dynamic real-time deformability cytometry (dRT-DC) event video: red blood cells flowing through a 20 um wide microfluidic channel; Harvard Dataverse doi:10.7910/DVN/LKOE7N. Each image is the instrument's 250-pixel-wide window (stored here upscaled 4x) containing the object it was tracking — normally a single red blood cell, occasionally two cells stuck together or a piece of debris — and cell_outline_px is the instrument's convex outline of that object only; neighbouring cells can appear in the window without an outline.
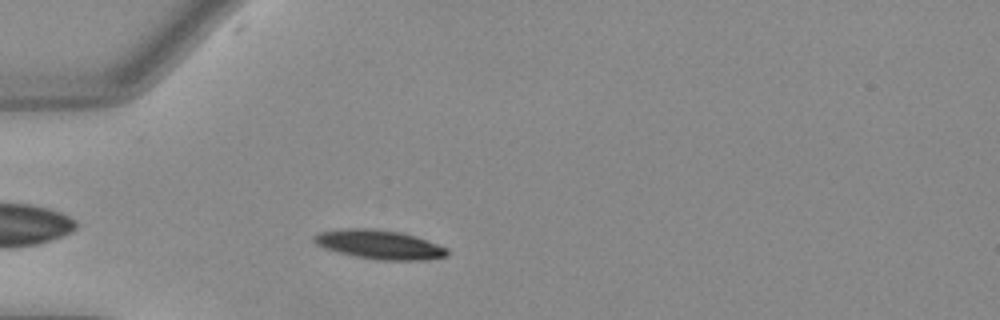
{"species": "Egyptian fruit bat (a non-hibernating species)", "species_latin": "Rousettus aegyptiacus", "temperature_condition": "warm", "stored_images_in_passage": 35, "camera_frame_rate_fps": 3000, "um_per_image_px": 0.085, "animal": {"sex": "female"}, "frame": {"image": 1, "passage_image": 6, "time_ms": 1.667, "image_size_px": [1000, 320], "cell_outline_px": [[448, 256], [424, 260], [376, 260], [356, 256], [324, 248], [316, 244], [312, 240], [312, 236], [320, 232], [348, 228], [372, 228], [400, 232], [416, 236], [448, 248]], "centroid_in_image_um": [32.26, 20.78], "position_along_channel_um": 52.7, "area_um2": 22.54}}
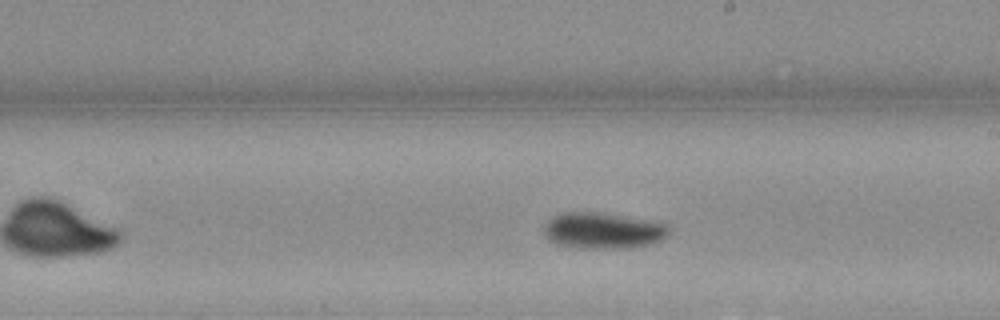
{"frame": {"image": 2, "passage_image": 21, "time_ms": 6.667, "image_size_px": [1000, 320], "cell_outline_px": [[668, 232], [660, 240], [652, 244], [632, 248], [568, 248], [556, 244], [548, 240], [544, 232], [544, 228], [548, 220], [564, 212], [604, 212], [668, 224]], "centroid_in_image_um": [51.22, 19.61], "position_along_channel_um": 237.8, "area_um2": 26.47}}
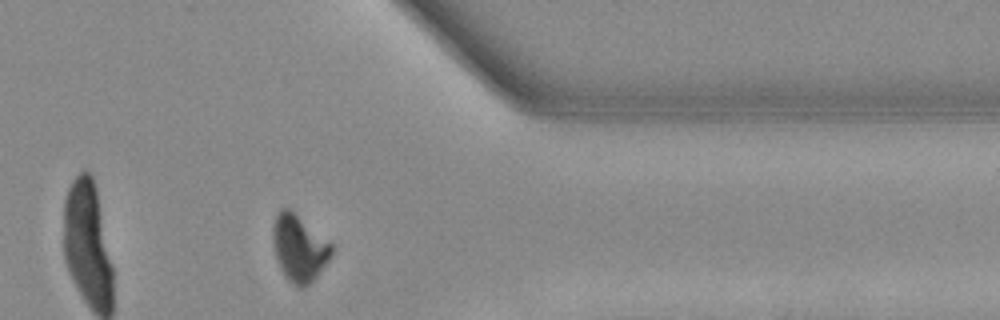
{"frame": {"image": 3, "passage_image": 33, "time_ms": 10.667, "image_size_px": [1000, 320], "cell_outline_px": [[332, 252], [328, 260], [316, 276], [304, 288], [296, 288], [284, 276], [280, 268], [272, 244], [272, 224], [280, 208], [288, 208], [332, 244]], "centroid_in_image_um": [25.38, 21.11], "position_along_channel_um": 386.0, "area_um2": 22.48}, "authors_computed_cell_mechanics": {"area_um2": 23.987, "velocity_mm_per_s": 3.9806, "shape_relaxation_time_tau1_ms": 2.4992, "shape_relaxation_time_tau2_ms": 8.6591, "deformation_change_tau1": 0.1727, "deformation_change_tau2": 0.0916}}